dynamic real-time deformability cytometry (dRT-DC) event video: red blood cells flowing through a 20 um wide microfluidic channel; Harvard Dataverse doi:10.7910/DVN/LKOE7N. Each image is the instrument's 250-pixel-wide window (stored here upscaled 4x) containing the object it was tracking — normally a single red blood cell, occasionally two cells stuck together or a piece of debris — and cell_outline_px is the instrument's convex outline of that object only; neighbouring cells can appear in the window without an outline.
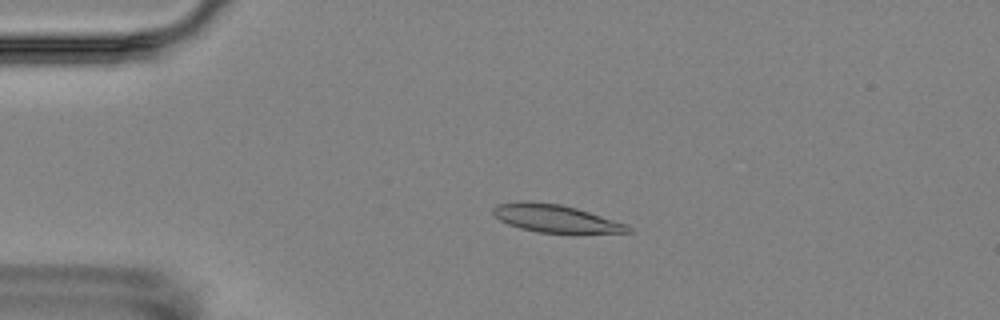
{"species": "Egyptian fruit bat (a non-hibernating species)", "species_latin": "Rousettus aegyptiacus", "temperature_condition": "room temperature", "stored_images_in_passage": 5, "camera_frame_rate_fps": 3000, "um_per_image_px": 0.085, "animal": {"sex": "female"}, "frame": {"image": 1, "passage_image": 4, "time_ms": 3.333, "image_size_px": [1000, 320], "cell_outline_px": [[632, 232], [576, 236], [536, 232], [520, 228], [508, 224], [500, 220], [492, 212], [492, 208], [496, 204], [524, 200], [560, 204], [576, 208], [628, 224], [632, 228]], "centroid_in_image_um": [47.31, 18.62], "position_along_channel_um": 37.7, "area_um2": 22.95}}